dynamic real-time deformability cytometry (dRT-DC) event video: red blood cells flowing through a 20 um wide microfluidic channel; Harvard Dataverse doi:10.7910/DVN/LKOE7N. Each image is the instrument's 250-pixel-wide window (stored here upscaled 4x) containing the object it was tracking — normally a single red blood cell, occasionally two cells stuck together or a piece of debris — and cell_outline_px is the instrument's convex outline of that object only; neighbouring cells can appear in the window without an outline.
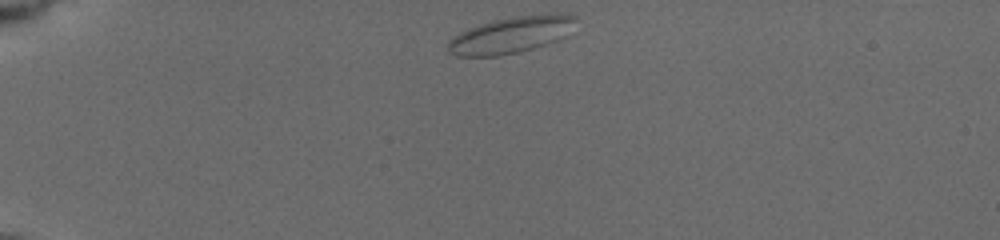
{"species": "common noctule bat (a hibernating species)", "species_latin": "Nyctalus noctula", "temperature_condition": "cold", "stored_images_in_passage": 24, "camera_frame_rate_fps": 3000, "um_per_image_px": 0.085, "animal": {"sex": "female", "body_mass_g": 19.5, "forearm_length_mm": 54.1}, "frame": {"image": 1, "passage_image": 1, "time_ms": 0.0, "image_size_px": [1000, 240], "cell_outline_px": [[576, 16], [556, 40], [532, 48], [516, 52], [496, 56], [456, 56], [448, 52], [448, 40], [460, 32], [468, 28], [492, 20], [512, 16]], "centroid_in_image_um": [43.18, 3.01], "position_along_channel_um": 41.8, "area_um2": 25.55}}
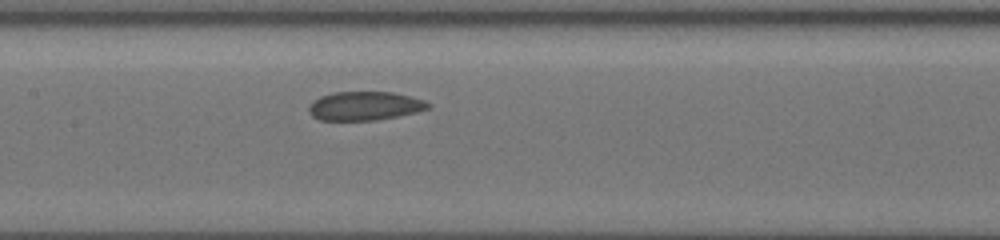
{"frame": {"image": 2, "passage_image": 19, "time_ms": 5.0, "image_size_px": [1000, 240], "cell_outline_px": [[432, 104], [428, 108], [416, 112], [376, 120], [320, 120], [312, 116], [308, 112], [308, 108], [312, 100], [320, 96], [332, 92], [392, 92], [424, 100]], "centroid_in_image_um": [30.95, 9.0], "position_along_channel_um": 176.4, "area_um2": 20.0}}
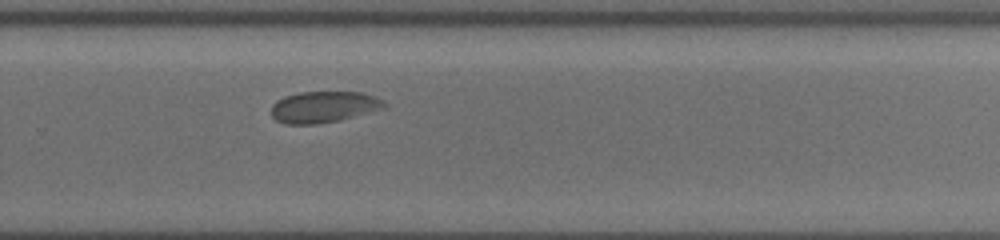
{"frame": {"image": 3, "passage_image": 24, "time_ms": 8.333, "image_size_px": [1000, 240], "cell_outline_px": [[388, 108], [340, 120], [316, 124], [284, 124], [276, 120], [272, 116], [272, 104], [276, 100], [284, 96], [300, 92], [360, 92], [376, 96], [384, 100], [388, 104]], "centroid_in_image_um": [27.57, 9.09], "position_along_channel_um": 302.2, "area_um2": 20.98}}